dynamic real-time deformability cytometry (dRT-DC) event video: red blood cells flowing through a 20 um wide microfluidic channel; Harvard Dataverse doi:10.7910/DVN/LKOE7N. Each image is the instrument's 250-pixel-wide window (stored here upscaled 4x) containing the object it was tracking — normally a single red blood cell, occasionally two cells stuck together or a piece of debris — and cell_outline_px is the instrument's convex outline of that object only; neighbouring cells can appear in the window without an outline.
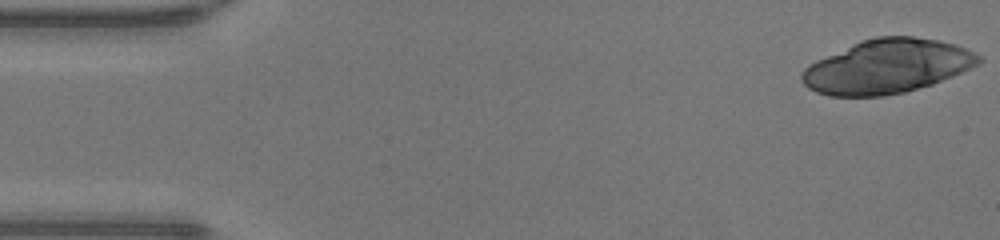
{"species": "human", "species_latin": "Homo sapiens", "temperature_condition": "warm", "stored_images_in_passage": 17, "camera_frame_rate_fps": 3000, "um_per_image_px": 0.085, "donor": {"sex": "male"}, "frame": {"image": 1, "passage_image": 1, "time_ms": 0.0, "image_size_px": [1000, 240], "cell_outline_px": [[984, 60], [980, 64], [952, 76], [932, 84], [904, 92], [884, 96], [828, 96], [816, 92], [808, 88], [800, 80], [800, 72], [808, 64], [816, 60], [860, 40], [876, 36], [912, 36], [936, 40], [956, 44], [980, 56]], "centroid_in_image_um": [75.36, 5.65], "position_along_channel_um": 9.6, "area_um2": 55.78}}
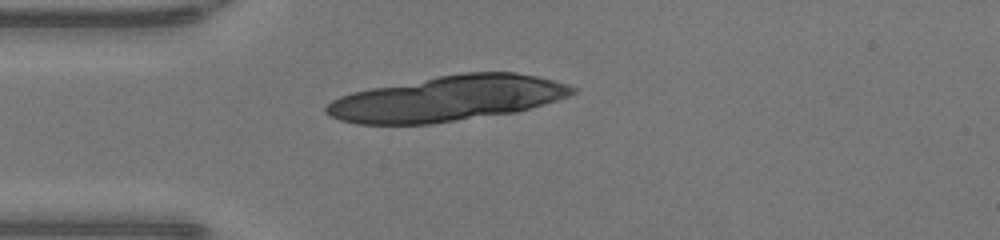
{"frame": {"image": 2, "passage_image": 12, "time_ms": 3.667, "image_size_px": [1000, 240], "cell_outline_px": [[576, 92], [568, 96], [544, 104], [516, 112], [432, 124], [356, 124], [340, 120], [324, 112], [324, 108], [332, 100], [340, 96], [352, 92], [372, 88], [436, 76], [464, 72], [516, 72], [536, 76], [568, 84], [576, 88]], "centroid_in_image_um": [38.03, 8.38], "position_along_channel_um": 47.0, "area_um2": 64.91}}